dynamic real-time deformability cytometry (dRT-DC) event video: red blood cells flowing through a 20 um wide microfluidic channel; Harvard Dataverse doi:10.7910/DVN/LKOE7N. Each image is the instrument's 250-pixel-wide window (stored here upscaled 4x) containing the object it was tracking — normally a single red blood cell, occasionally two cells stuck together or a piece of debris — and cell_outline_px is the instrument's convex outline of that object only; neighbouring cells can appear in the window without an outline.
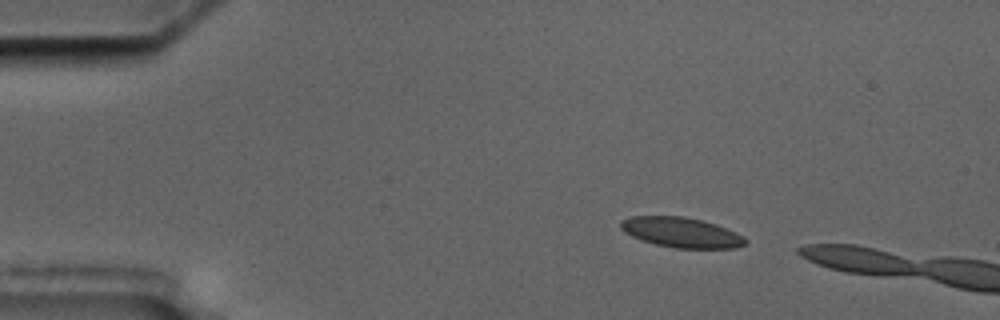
{"species": "common noctule bat (a hibernating species)", "species_latin": "Nyctalus noctula", "temperature_condition": "cold", "stored_images_in_passage": 2, "camera_frame_rate_fps": 3000, "um_per_image_px": 0.085, "animal": {"sex": "male", "body_mass_g": 17.5, "forearm_length_mm": 52.3}, "frame": {"image": 1, "passage_image": 1, "time_ms": 0.0, "image_size_px": [1000, 320], "cell_outline_px": [[748, 244], [736, 248], [676, 248], [656, 244], [632, 236], [624, 232], [620, 228], [620, 220], [632, 216], [684, 216], [716, 224], [736, 232], [744, 236], [748, 240]], "centroid_in_image_um": [57.95, 19.75], "position_along_channel_um": 27.1, "area_um2": 21.91}}